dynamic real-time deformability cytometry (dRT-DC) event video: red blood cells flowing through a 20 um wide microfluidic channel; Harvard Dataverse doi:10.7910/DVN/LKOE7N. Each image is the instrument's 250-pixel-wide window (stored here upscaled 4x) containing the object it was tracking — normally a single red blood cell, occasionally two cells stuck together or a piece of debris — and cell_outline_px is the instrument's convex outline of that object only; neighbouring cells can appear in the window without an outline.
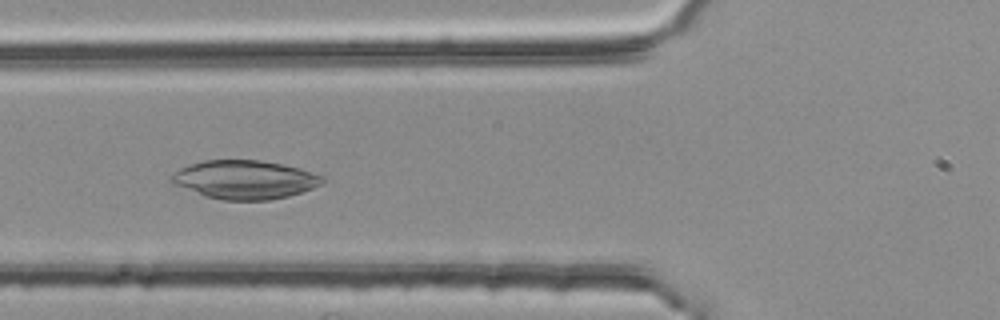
{"species": "common noctule bat (a hibernating species)", "species_latin": "Nyctalus noctula", "temperature_condition": "room temperature", "stored_images_in_passage": 52, "camera_frame_rate_fps": 3000, "um_per_image_px": 0.085, "animal": {"sex": "female", "body_mass_g": 25.1}, "frame": {"image": 1, "passage_image": 21, "time_ms": 6.667, "image_size_px": [1000, 320], "cell_outline_px": [[324, 180], [320, 184], [312, 188], [288, 196], [268, 200], [220, 200], [204, 196], [172, 184], [168, 180], [168, 176], [172, 172], [180, 168], [204, 160], [260, 160], [300, 168], [324, 176]], "centroid_in_image_um": [20.74, 15.27], "position_along_channel_um": 105.1, "area_um2": 34.1}}
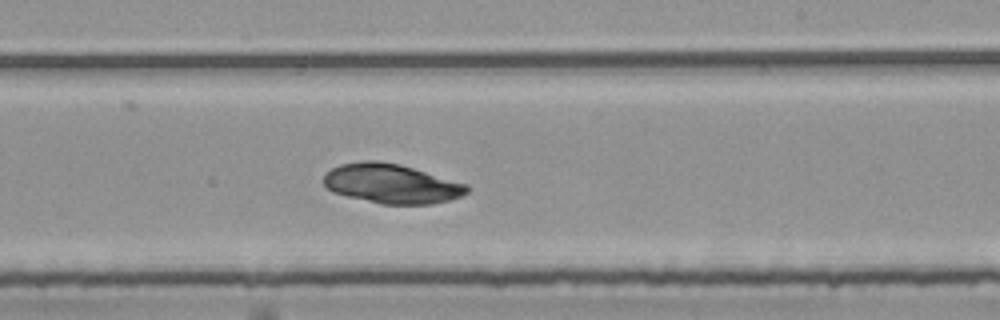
{"frame": {"image": 2, "passage_image": 33, "time_ms": 10.667, "image_size_px": [1000, 320], "cell_outline_px": [[468, 192], [460, 196], [448, 200], [432, 204], [380, 204], [332, 192], [324, 184], [324, 172], [340, 164], [360, 160], [376, 160], [400, 164], [468, 184]], "centroid_in_image_um": [33.25, 15.6], "position_along_channel_um": 255.7, "area_um2": 33.0}}
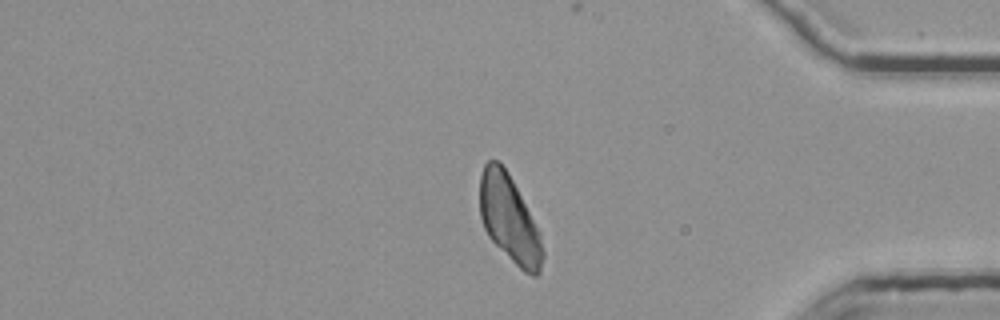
{"frame": {"image": 3, "passage_image": 46, "time_ms": 15.0, "image_size_px": [1000, 320], "cell_outline_px": [[544, 256], [540, 272], [536, 276], [532, 276], [524, 272], [488, 236], [484, 228], [480, 216], [480, 176], [484, 164], [488, 160], [496, 160], [508, 172], [540, 232], [544, 252]], "centroid_in_image_um": [43.3, 18.62], "position_along_channel_um": 391.9, "area_um2": 31.62}}